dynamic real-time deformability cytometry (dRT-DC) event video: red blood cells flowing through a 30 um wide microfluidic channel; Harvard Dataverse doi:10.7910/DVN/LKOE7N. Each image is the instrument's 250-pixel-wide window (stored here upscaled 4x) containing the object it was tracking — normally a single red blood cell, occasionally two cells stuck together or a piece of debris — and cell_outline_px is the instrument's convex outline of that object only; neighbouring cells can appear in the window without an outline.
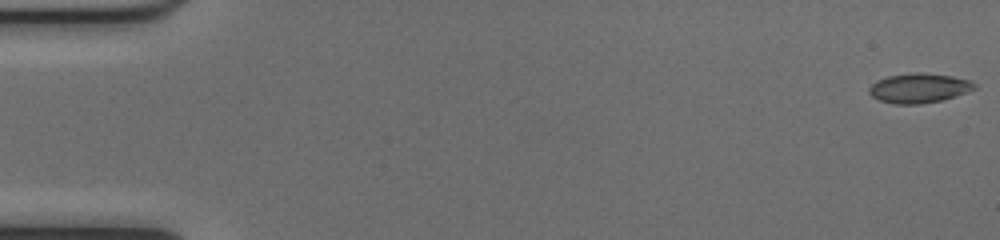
{"species": "common noctule bat (a hibernating species)", "species_latin": "Nyctalus noctula", "temperature_condition": "cold", "stored_images_in_passage": 52, "camera_frame_rate_fps": 3000, "um_per_image_px": 0.085, "animal": {"sex": "female", "body_mass_g": 17.0, "forearm_length_mm": 48.0}, "frame": {"image": 1, "passage_image": 1, "time_ms": 0.0, "image_size_px": [1000, 240], "cell_outline_px": [[976, 88], [940, 100], [920, 104], [896, 104], [880, 100], [872, 96], [868, 92], [868, 88], [876, 80], [888, 76], [952, 76], [968, 80], [976, 84]], "centroid_in_image_um": [78.05, 7.54], "position_along_channel_um": 6.9, "area_um2": 16.88}}
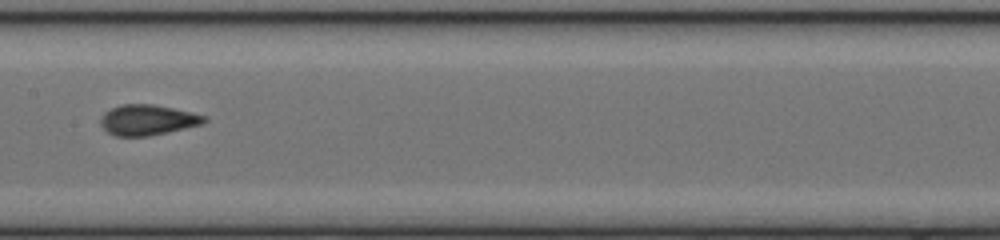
{"frame": {"image": 2, "passage_image": 27, "time_ms": 8.667, "image_size_px": [1000, 240], "cell_outline_px": [[208, 120], [204, 124], [168, 132], [148, 136], [116, 136], [108, 132], [100, 124], [100, 120], [104, 112], [112, 108], [124, 104], [152, 104], [172, 108], [208, 116]], "centroid_in_image_um": [12.58, 10.2], "position_along_channel_um": 194.8, "area_um2": 18.38}}
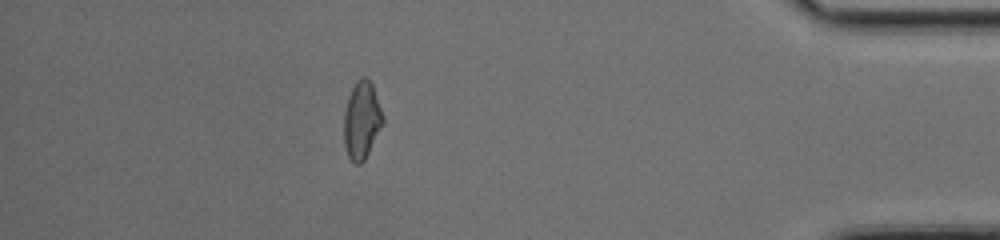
{"frame": {"image": 3, "passage_image": 46, "time_ms": 15.0, "image_size_px": [1000, 240], "cell_outline_px": [[384, 124], [364, 160], [360, 164], [352, 164], [348, 156], [344, 144], [344, 112], [348, 96], [356, 80], [360, 76], [364, 76], [372, 84], [384, 116]], "centroid_in_image_um": [30.75, 10.23], "position_along_channel_um": 404.5, "area_um2": 17.8}, "authors_computed_cell_mechanics": {"area_um2": 17.8602, "velocity_mm_per_s": 4.0412, "shape_relaxation_time_tau1_ms": 4.3835, "shape_relaxation_time_tau2_ms": 1.2257, "deformation_change_tau1": 0.1169, "deformation_change_tau2": 0.0517}}